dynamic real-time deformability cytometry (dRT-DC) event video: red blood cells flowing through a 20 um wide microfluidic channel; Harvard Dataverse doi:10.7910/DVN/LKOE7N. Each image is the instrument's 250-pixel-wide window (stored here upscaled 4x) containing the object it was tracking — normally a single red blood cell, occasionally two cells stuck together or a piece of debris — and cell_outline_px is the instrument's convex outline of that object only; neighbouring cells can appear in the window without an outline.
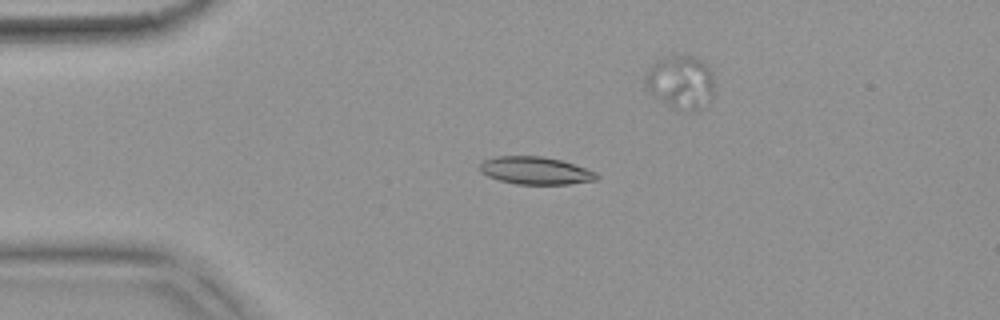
{"species": "common noctule bat (a hibernating species)", "species_latin": "Nyctalus noctula", "temperature_condition": "warm", "stored_images_in_passage": 55, "camera_frame_rate_fps": 3000, "um_per_image_px": 0.085, "animal": {"sex": "female", "body_mass_g": 18.4}, "frame": {"image": 1, "passage_image": 13, "time_ms": 4.0, "image_size_px": [1000, 320], "cell_outline_px": [[600, 176], [596, 180], [568, 184], [516, 184], [500, 180], [488, 176], [480, 172], [480, 160], [496, 156], [540, 156], [560, 160], [596, 172]], "centroid_in_image_um": [45.47, 14.5], "position_along_channel_um": 39.5, "area_um2": 18.73}}
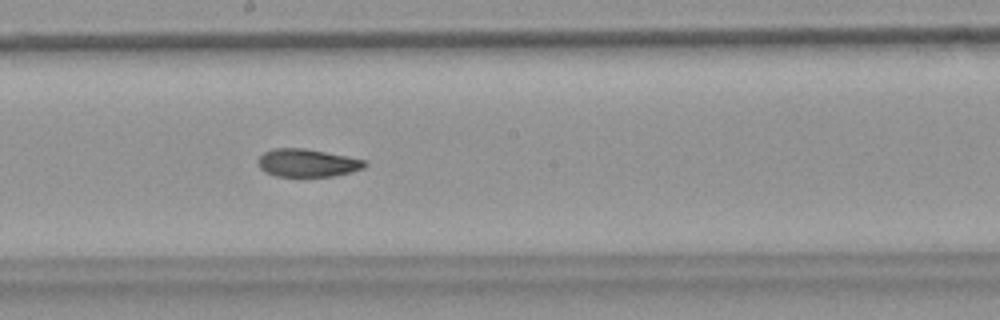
{"frame": {"image": 2, "passage_image": 30, "time_ms": 9.667, "image_size_px": [1000, 320], "cell_outline_px": [[368, 164], [364, 168], [352, 172], [332, 176], [276, 176], [264, 172], [260, 168], [260, 156], [264, 152], [276, 148], [304, 148], [368, 160]], "centroid_in_image_um": [26.18, 13.85], "position_along_channel_um": 222.0, "area_um2": 17.28}}
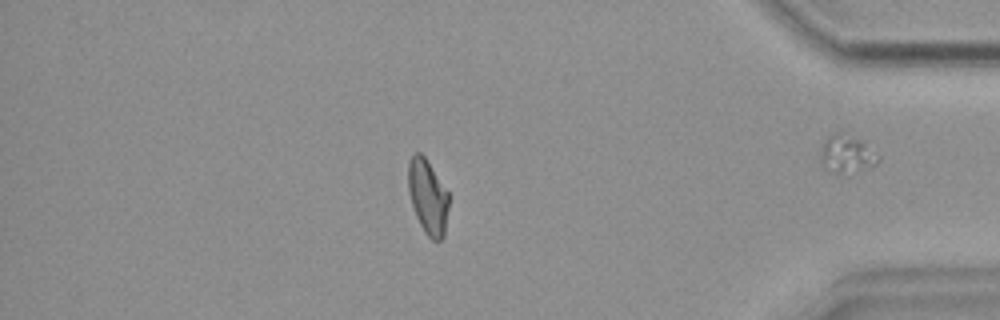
{"frame": {"image": 3, "passage_image": 47, "time_ms": 15.333, "image_size_px": [1000, 320], "cell_outline_px": [[448, 208], [444, 236], [440, 240], [432, 240], [424, 232], [416, 216], [408, 192], [408, 164], [412, 152], [420, 152], [424, 156], [448, 192]], "centroid_in_image_um": [36.34, 16.71], "position_along_channel_um": 398.9, "area_um2": 17.57}, "authors_computed_cell_mechanics": {"area_um2": 18.2648, "velocity_mm_per_s": 3.7437, "shape_relaxation_time_tau1_ms": 9.499, "shape_relaxation_time_tau2_ms": 3.8641, "deformation_change_tau1": 0.2317, "deformation_change_tau2": 0.1057}}